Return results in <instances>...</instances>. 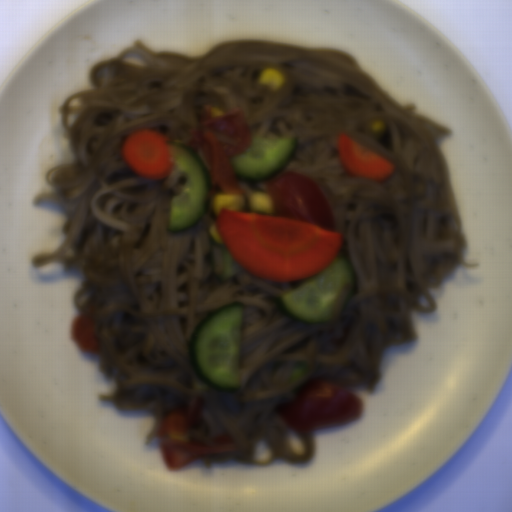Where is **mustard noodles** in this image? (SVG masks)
<instances>
[{"label": "mustard noodles", "mask_w": 512, "mask_h": 512, "mask_svg": "<svg viewBox=\"0 0 512 512\" xmlns=\"http://www.w3.org/2000/svg\"><path fill=\"white\" fill-rule=\"evenodd\" d=\"M135 52L146 65L125 62ZM267 66L284 71L276 92L259 85ZM92 88L65 98L58 109L71 141L73 164L56 165L45 175L55 191L32 203L64 206L66 236L32 265L51 262L81 270L75 307L93 322L99 369L114 383L101 395L121 410H146L156 424L177 406L201 398L189 443L216 446L227 435L235 448L198 460L204 467L222 461L263 466L274 461L308 463L312 431L281 425L279 412L309 383L323 380L341 388L364 385L373 392L389 347L416 340L412 309L433 312L429 289L440 287L463 256L462 230L448 168L440 151L451 130L398 105L373 81L355 57L342 51L263 40L223 41L202 56L153 51L134 40L111 59L91 67ZM209 104L225 113L241 107L253 136L298 137L285 166L262 181H241V211L250 212L252 191L267 192L280 173L298 172L321 186L332 203L338 255L355 271L356 289L343 288L328 322L303 324L281 313L277 298L303 279L284 283L252 277L234 262V276L218 283L223 245L208 228L217 216L211 199L204 216L186 232H167L169 198L178 196L174 164L162 180L142 178L120 159L126 137L153 129L169 141L187 144ZM386 129L373 133V120ZM384 155L397 166L383 181L348 177L342 170L337 135ZM243 305L240 369L236 393L211 390L197 380L189 357V337L198 320L232 302ZM307 374L289 384L296 360ZM301 435L304 454L290 451L288 438ZM258 441L272 451L256 463Z\"/></svg>", "instance_id": "1"}]
</instances>
